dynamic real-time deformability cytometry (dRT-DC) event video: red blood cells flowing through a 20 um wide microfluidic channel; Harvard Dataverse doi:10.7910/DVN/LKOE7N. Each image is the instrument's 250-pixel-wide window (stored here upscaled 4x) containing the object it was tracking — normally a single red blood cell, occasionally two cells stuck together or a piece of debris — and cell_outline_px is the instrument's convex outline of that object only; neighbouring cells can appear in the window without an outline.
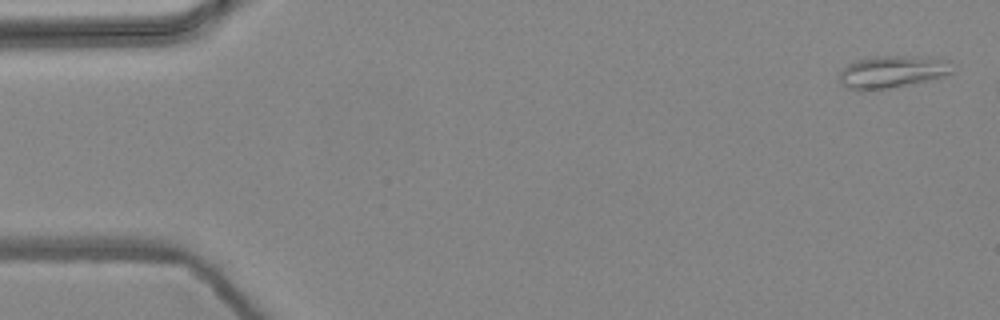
{"species": "common noctule bat (a hibernating species)", "species_latin": "Nyctalus noctula", "temperature_condition": "warm", "stored_images_in_passage": 3, "camera_frame_rate_fps": 3000, "um_per_image_px": 0.085, "animal": {"sex": "female", "body_mass_g": 24.6, "forearm_length_mm": 56.2}, "frame": {"image": 1, "passage_image": 1, "time_ms": 0.0, "image_size_px": [1000, 320], "cell_outline_px": [[952, 72], [944, 76], [928, 80], [888, 88], [860, 92], [848, 88], [840, 84], [840, 72], [848, 64], [856, 60], [876, 56], [936, 56], [948, 60]], "centroid_in_image_um": [75.82, 6.1], "position_along_channel_um": 9.2, "area_um2": 21.44}}